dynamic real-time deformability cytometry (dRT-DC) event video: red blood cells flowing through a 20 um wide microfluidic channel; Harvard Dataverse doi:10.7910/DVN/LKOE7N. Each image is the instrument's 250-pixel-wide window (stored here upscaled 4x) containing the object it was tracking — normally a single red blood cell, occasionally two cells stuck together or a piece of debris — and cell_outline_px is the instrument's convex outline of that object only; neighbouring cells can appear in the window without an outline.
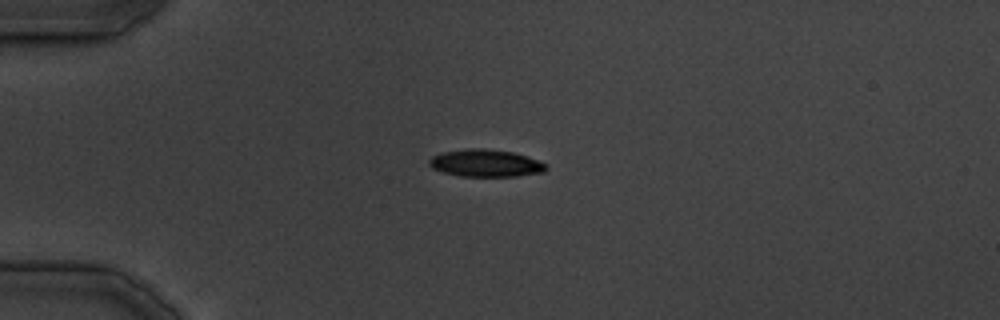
{"species": "common noctule bat (a hibernating species)", "species_latin": "Nyctalus noctula", "temperature_condition": "cold", "stored_images_in_passage": 16, "camera_frame_rate_fps": 3000, "um_per_image_px": 0.085, "animal": {"sex": "male", "body_mass_g": 19.5, "forearm_length_mm": 54.6}, "frame": {"image": 1, "passage_image": 10, "time_ms": 10.333, "image_size_px": [1000, 320], "cell_outline_px": [[548, 168], [544, 172], [516, 176], [460, 176], [444, 172], [432, 168], [428, 164], [428, 160], [432, 156], [440, 152], [468, 148], [484, 148], [512, 152], [548, 164]], "centroid_in_image_um": [41.25, 13.86], "position_along_channel_um": 43.8, "area_um2": 18.61}}
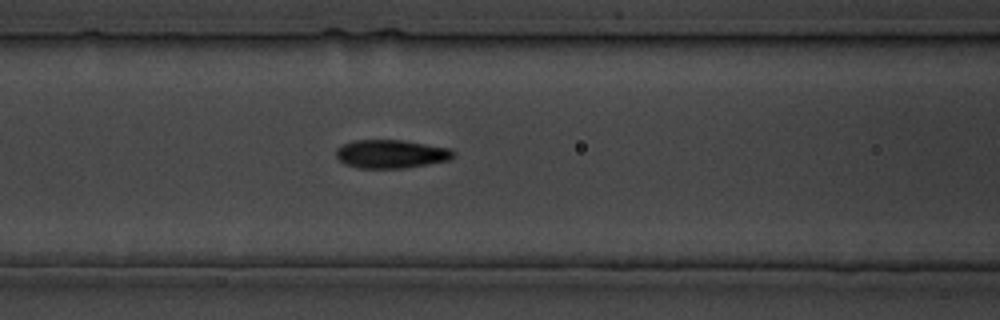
{"frame": {"image": 2, "passage_image": 16, "time_ms": 18.333, "image_size_px": [1000, 320], "cell_outline_px": [[456, 156], [448, 160], [428, 164], [404, 168], [356, 168], [344, 164], [336, 156], [336, 148], [352, 140], [404, 140], [452, 148], [456, 152]], "centroid_in_image_um": [33.27, 13.08], "position_along_channel_um": 133.3, "area_um2": 19.71}}